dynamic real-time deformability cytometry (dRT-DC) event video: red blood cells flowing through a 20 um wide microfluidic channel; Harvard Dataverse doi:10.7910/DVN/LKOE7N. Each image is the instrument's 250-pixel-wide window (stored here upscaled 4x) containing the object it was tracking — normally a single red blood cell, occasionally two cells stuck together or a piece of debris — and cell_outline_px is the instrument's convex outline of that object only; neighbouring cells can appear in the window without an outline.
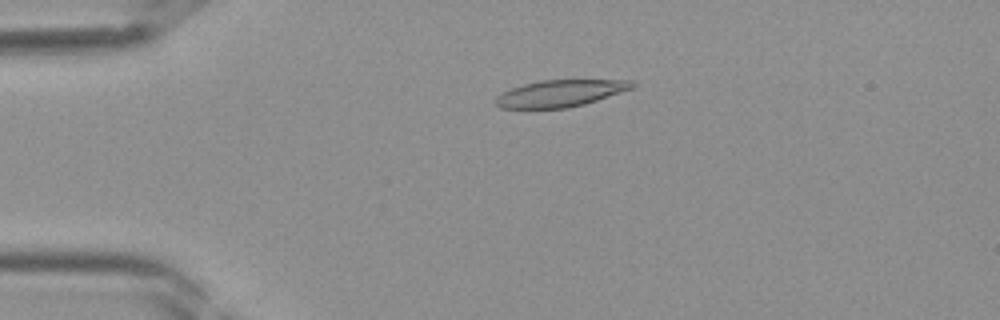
{"species": "Egyptian fruit bat (a non-hibernating species)", "species_latin": "Rousettus aegyptiacus", "temperature_condition": "room temperature", "stored_images_in_passage": 36, "camera_frame_rate_fps": 3000, "um_per_image_px": 0.085, "frame": {"image": 1, "passage_image": 5, "time_ms": 1.333, "image_size_px": [1000, 320], "cell_outline_px": [[636, 88], [584, 104], [568, 108], [500, 108], [492, 100], [496, 96], [512, 88], [524, 84], [540, 80], [632, 80], [636, 84]], "centroid_in_image_um": [47.66, 7.93], "position_along_channel_um": 37.3, "area_um2": 21.44}}
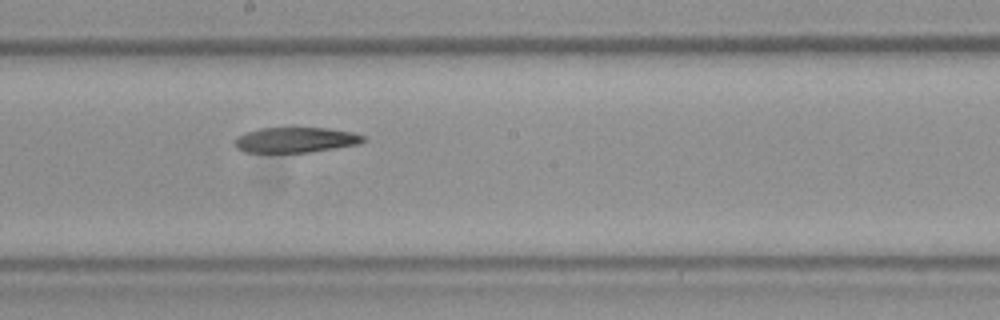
{"frame": {"image": 2, "passage_image": 18, "time_ms": 5.667, "image_size_px": [1000, 320], "cell_outline_px": [[364, 140], [360, 144], [308, 152], [244, 152], [236, 148], [236, 136], [244, 132], [260, 128], [328, 128], [352, 132], [364, 136]], "centroid_in_image_um": [25.1, 11.88], "position_along_channel_um": 223.1, "area_um2": 18.84}}
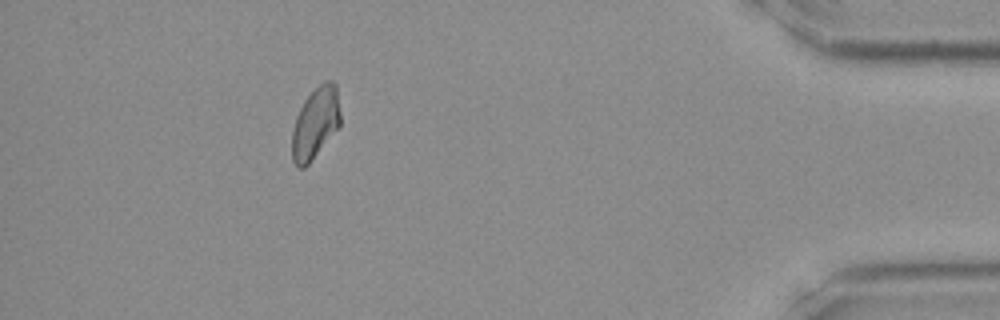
{"frame": {"image": 3, "passage_image": 32, "time_ms": 10.333, "image_size_px": [1000, 320], "cell_outline_px": [[340, 124], [308, 164], [304, 168], [296, 168], [292, 160], [292, 128], [296, 116], [304, 100], [324, 80], [332, 80], [336, 84], [340, 112]], "centroid_in_image_um": [26.78, 10.45], "position_along_channel_um": 408.4, "area_um2": 19.94}}